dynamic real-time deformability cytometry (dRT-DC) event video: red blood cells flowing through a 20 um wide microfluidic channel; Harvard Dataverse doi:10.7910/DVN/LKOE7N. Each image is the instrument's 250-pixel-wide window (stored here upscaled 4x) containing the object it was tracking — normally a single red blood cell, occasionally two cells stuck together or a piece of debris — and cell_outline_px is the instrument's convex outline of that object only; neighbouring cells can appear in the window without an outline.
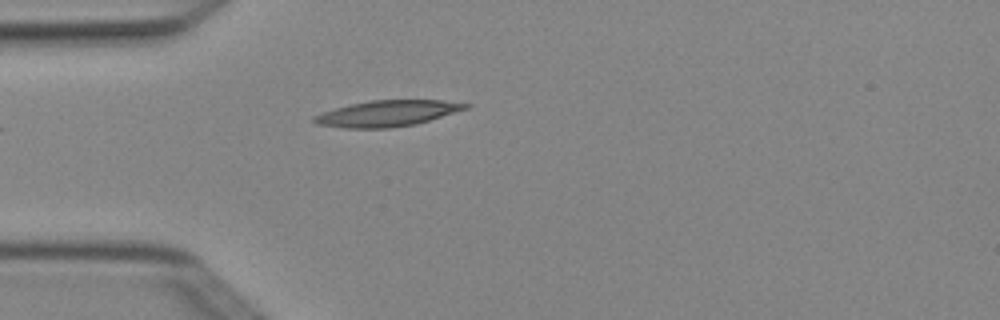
{"species": "Egyptian fruit bat (a non-hibernating species)", "species_latin": "Rousettus aegyptiacus", "temperature_condition": "cold", "stored_images_in_passage": 4, "camera_frame_rate_fps": 3000, "um_per_image_px": 0.085, "animal": {"sex": "female"}, "frame": {"image": 1, "passage_image": 4, "time_ms": 1.0, "image_size_px": [1000, 320], "cell_outline_px": [[472, 104], [468, 108], [416, 124], [388, 128], [344, 128], [316, 124], [312, 120], [312, 116], [336, 108], [352, 104], [372, 100], [444, 100]], "centroid_in_image_um": [32.92, 9.64], "position_along_channel_um": 52.1, "area_um2": 22.77}}